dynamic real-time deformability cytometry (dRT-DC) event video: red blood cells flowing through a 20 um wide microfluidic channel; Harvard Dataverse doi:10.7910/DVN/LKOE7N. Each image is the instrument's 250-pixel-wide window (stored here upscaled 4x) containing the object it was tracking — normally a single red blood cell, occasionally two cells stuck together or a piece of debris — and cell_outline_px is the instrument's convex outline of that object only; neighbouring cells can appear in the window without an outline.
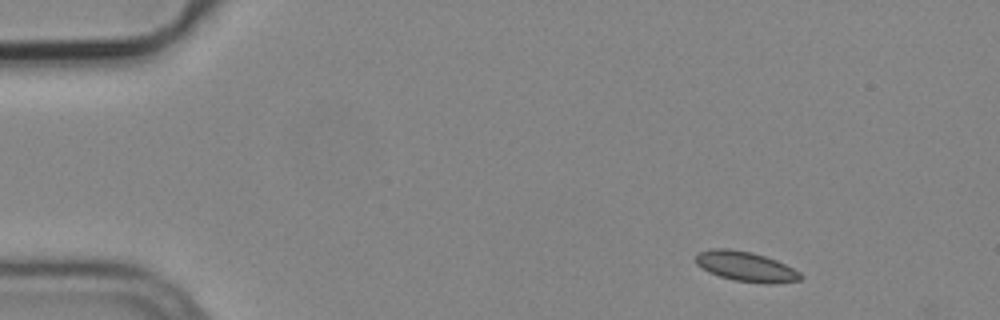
{"species": "common noctule bat (a hibernating species)", "species_latin": "Nyctalus noctula", "temperature_condition": "cold", "stored_images_in_passage": 4, "camera_frame_rate_fps": 3000, "um_per_image_px": 0.085, "animal": {"sex": "male", "body_mass_g": 19.2, "forearm_length_mm": 51.8}, "frame": {"image": 1, "passage_image": 1, "time_ms": 0.0, "image_size_px": [1000, 320], "cell_outline_px": [[804, 276], [800, 280], [772, 284], [764, 284], [732, 280], [708, 272], [696, 264], [696, 256], [700, 252], [712, 248], [728, 248], [752, 252], [776, 260], [800, 272]], "centroid_in_image_um": [63.4, 22.66], "position_along_channel_um": 21.6, "area_um2": 18.32}}
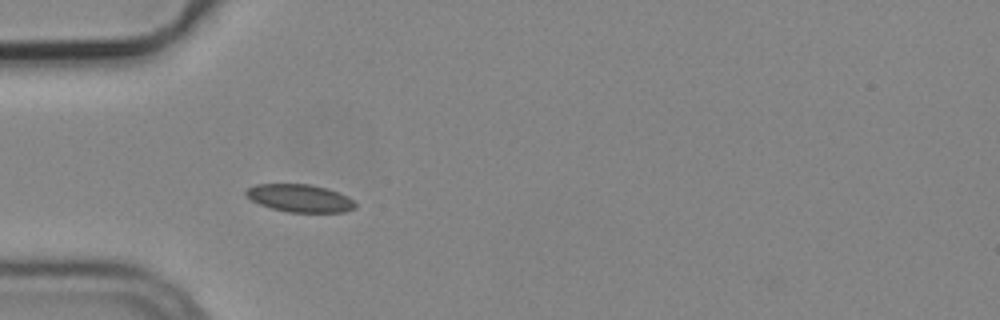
{"frame": {"image": 2, "passage_image": 4, "time_ms": 1.0, "image_size_px": [1000, 320], "cell_outline_px": [[356, 208], [344, 212], [288, 212], [272, 208], [260, 204], [252, 200], [244, 192], [248, 188], [256, 184], [308, 184], [328, 188], [348, 196], [356, 204]], "centroid_in_image_um": [25.51, 16.84], "position_along_channel_um": 59.5, "area_um2": 17.57}}